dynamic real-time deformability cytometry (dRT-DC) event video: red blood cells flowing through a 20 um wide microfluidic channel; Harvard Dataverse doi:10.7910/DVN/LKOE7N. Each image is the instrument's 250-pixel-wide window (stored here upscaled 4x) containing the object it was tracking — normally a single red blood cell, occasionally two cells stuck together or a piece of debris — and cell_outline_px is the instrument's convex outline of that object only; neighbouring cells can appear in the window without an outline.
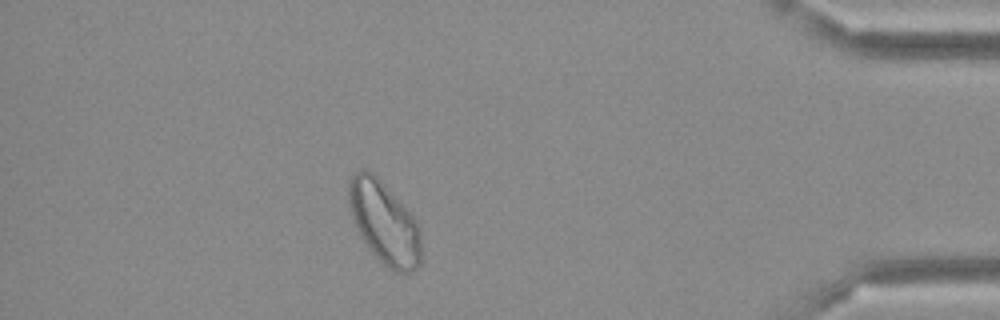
{"species": "Egyptian fruit bat (a non-hibernating species)", "species_latin": "Rousettus aegyptiacus", "temperature_condition": "cold", "stored_images_in_passage": 46, "camera_frame_rate_fps": 3000, "um_per_image_px": 0.085, "frame": {"image": 1, "passage_image": 40, "time_ms": 13.0, "image_size_px": [1000, 320], "cell_outline_px": [[420, 264], [412, 272], [404, 276], [392, 272], [368, 248], [352, 216], [348, 204], [348, 184], [352, 176], [360, 168], [368, 168], [376, 176], [416, 220], [420, 228]], "centroid_in_image_um": [32.67, 18.96], "position_along_channel_um": 402.5, "area_um2": 34.56}}